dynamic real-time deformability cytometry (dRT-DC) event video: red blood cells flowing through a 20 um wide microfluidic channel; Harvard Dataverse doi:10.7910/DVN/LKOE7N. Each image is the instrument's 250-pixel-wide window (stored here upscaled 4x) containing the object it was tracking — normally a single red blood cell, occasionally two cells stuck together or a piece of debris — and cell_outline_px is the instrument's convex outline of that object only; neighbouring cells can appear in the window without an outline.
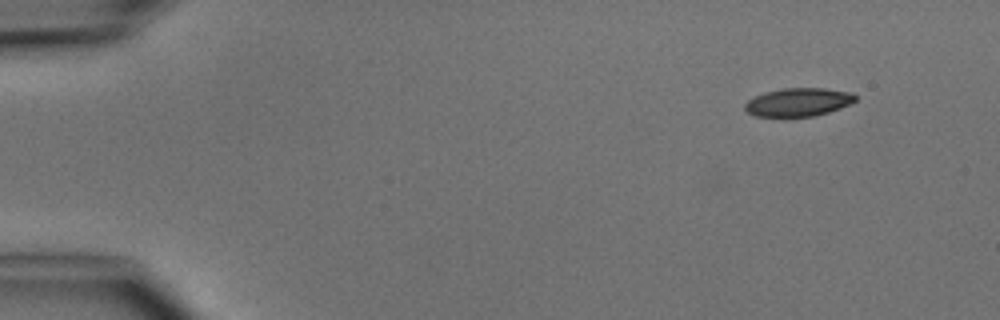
{"species": "common noctule bat (a hibernating species)", "species_latin": "Nyctalus noctula", "temperature_condition": "cold", "stored_images_in_passage": 6, "camera_frame_rate_fps": 3000, "um_per_image_px": 0.085, "animal": {"sex": "male", "body_mass_g": 15.6}, "frame": {"image": 1, "passage_image": 2, "time_ms": 2.0, "image_size_px": [1000, 320], "cell_outline_px": [[856, 100], [840, 108], [828, 112], [812, 116], [784, 120], [756, 116], [748, 112], [744, 108], [744, 104], [748, 100], [764, 92], [784, 88], [824, 88], [852, 92], [856, 96]], "centroid_in_image_um": [67.8, 8.72], "position_along_channel_um": 17.2, "area_um2": 18.84}}